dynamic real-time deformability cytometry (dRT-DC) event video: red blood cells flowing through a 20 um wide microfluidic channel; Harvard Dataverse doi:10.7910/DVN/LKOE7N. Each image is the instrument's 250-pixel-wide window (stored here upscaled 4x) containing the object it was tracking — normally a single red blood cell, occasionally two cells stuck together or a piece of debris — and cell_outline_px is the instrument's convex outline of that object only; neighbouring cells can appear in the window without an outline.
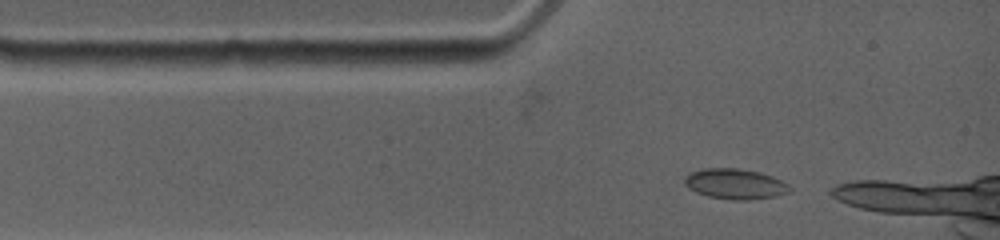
{"species": "common noctule bat (a hibernating species)", "species_latin": "Nyctalus noctula", "temperature_condition": "warm", "stored_images_in_passage": 11, "camera_frame_rate_fps": 4500, "um_per_image_px": 0.085, "animal": {"sex": "female", "body_mass_g": 19.0, "forearm_length_mm": 53.3}, "frame": {"image": 1, "passage_image": 1, "time_ms": 0.0, "image_size_px": [1000, 240], "cell_outline_px": [[792, 188], [788, 192], [776, 196], [748, 200], [732, 200], [708, 196], [696, 192], [688, 188], [684, 184], [684, 176], [688, 172], [704, 168], [736, 168], [760, 172], [772, 176], [788, 184]], "centroid_in_image_um": [62.45, 15.63], "position_along_channel_um": 22.6, "area_um2": 18.73}}
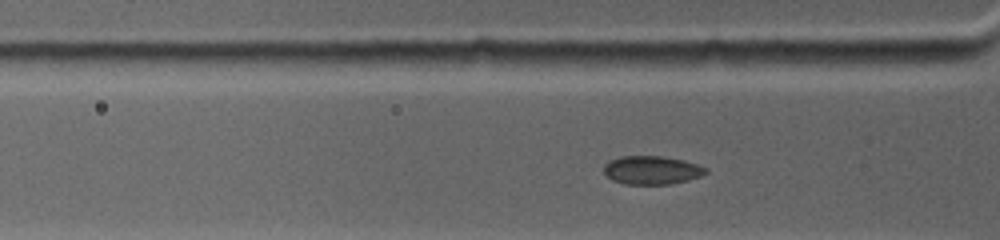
{"frame": {"image": 2, "passage_image": 8, "time_ms": 1.556, "image_size_px": [1000, 240], "cell_outline_px": [[708, 172], [700, 176], [688, 180], [672, 184], [624, 184], [612, 180], [604, 172], [604, 164], [608, 160], [620, 156], [664, 156], [684, 160], [708, 168]], "centroid_in_image_um": [55.4, 14.45], "position_along_channel_um": 70.4, "area_um2": 17.05}}